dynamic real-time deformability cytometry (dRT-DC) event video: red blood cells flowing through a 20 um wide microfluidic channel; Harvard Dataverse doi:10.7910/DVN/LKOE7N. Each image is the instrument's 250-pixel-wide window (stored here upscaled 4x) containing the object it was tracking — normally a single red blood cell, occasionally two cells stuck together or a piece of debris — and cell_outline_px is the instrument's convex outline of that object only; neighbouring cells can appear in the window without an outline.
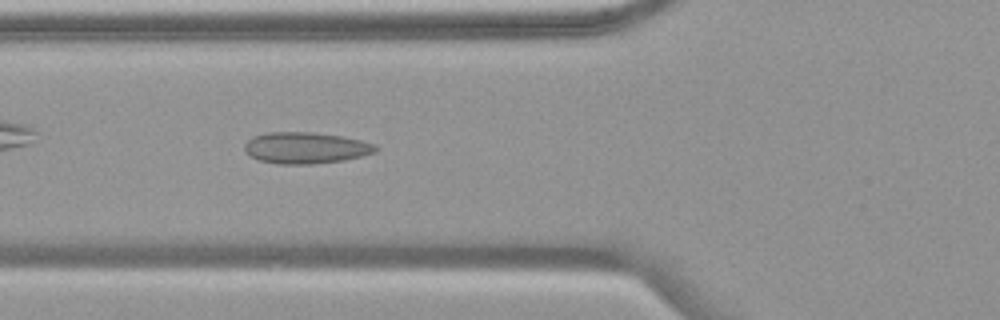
{"species": "common noctule bat (a hibernating species)", "species_latin": "Nyctalus noctula", "temperature_condition": "warm", "stored_images_in_passage": 39, "camera_frame_rate_fps": 3000, "um_per_image_px": 0.085, "animal": {"sex": "female", "body_mass_g": 19.9}, "frame": {"image": 1, "passage_image": 5, "time_ms": 1.333, "image_size_px": [1000, 320], "cell_outline_px": [[380, 148], [376, 152], [344, 160], [312, 164], [276, 164], [260, 160], [248, 156], [244, 152], [244, 144], [252, 136], [268, 132], [312, 132], [340, 136], [360, 140], [376, 144]], "centroid_in_image_um": [25.95, 12.57], "position_along_channel_um": 99.8, "area_um2": 24.16}}
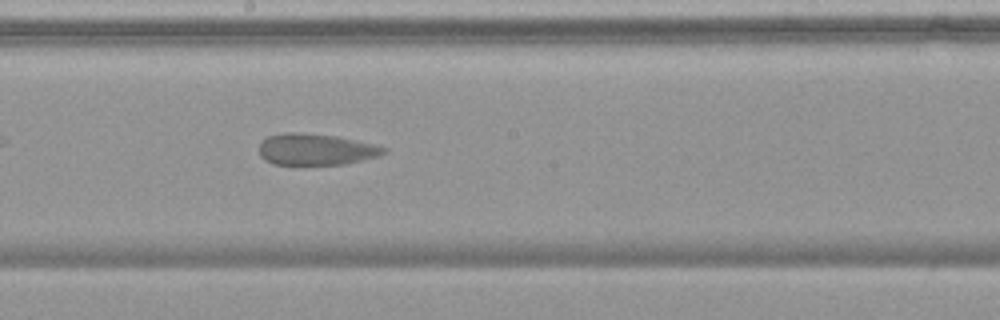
{"frame": {"image": 2, "passage_image": 15, "time_ms": 4.667, "image_size_px": [1000, 320], "cell_outline_px": [[388, 152], [380, 156], [344, 164], [272, 164], [264, 160], [260, 156], [260, 140], [268, 136], [284, 132], [296, 132], [336, 136], [372, 144], [388, 148]], "centroid_in_image_um": [26.83, 12.7], "position_along_channel_um": 221.4, "area_um2": 22.83}}
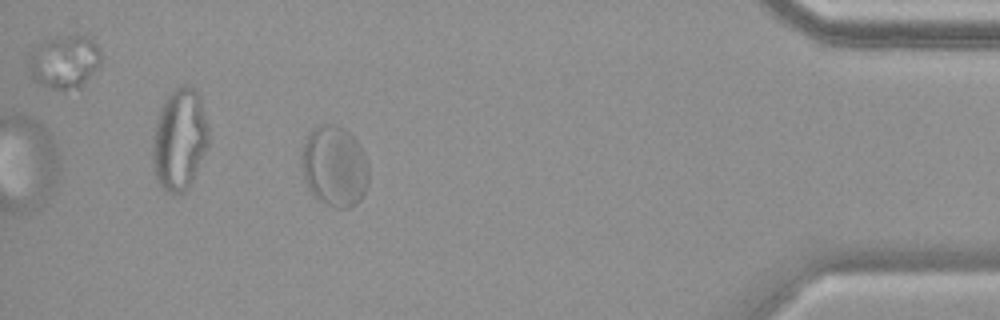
{"frame": {"image": 3, "passage_image": 34, "time_ms": 11.0, "image_size_px": [1000, 320], "cell_outline_px": [[368, 184], [360, 200], [356, 204], [348, 208], [336, 208], [312, 196], [304, 180], [300, 160], [300, 156], [308, 132], [316, 124], [336, 124], [344, 128], [360, 144], [364, 152], [368, 164]], "centroid_in_image_um": [28.41, 14.11], "position_along_channel_um": 406.8, "area_um2": 32.19}}